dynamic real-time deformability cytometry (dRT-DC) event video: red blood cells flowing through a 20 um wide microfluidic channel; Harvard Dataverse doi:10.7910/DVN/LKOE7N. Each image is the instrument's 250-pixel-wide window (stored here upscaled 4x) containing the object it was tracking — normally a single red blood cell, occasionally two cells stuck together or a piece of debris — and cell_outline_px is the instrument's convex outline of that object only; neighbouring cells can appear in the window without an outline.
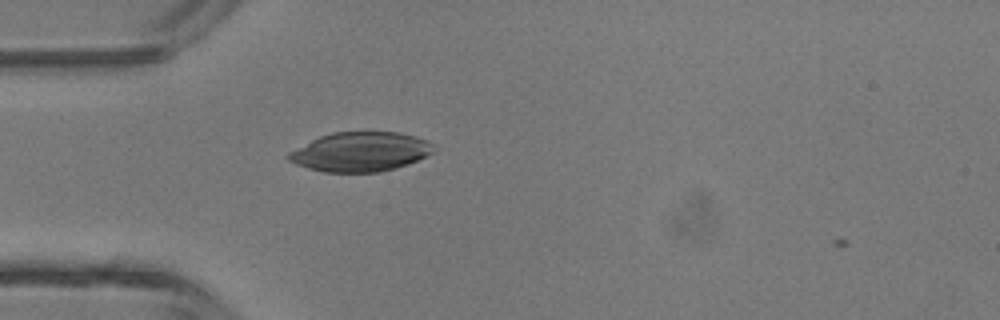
{"species": "common noctule bat (a hibernating species)", "species_latin": "Nyctalus noctula", "temperature_condition": "room temperature", "stored_images_in_passage": 2, "camera_frame_rate_fps": 3000, "um_per_image_px": 0.085, "animal": {"sex": "male", "body_mass_g": 13.3}, "frame": {"image": 1, "passage_image": 1, "time_ms": 0.0, "image_size_px": [1000, 320], "cell_outline_px": [[436, 152], [408, 164], [396, 168], [380, 172], [324, 172], [308, 168], [296, 164], [288, 160], [284, 156], [288, 152], [320, 136], [332, 132], [400, 132], [416, 136], [428, 140], [432, 144]], "centroid_in_image_um": [30.65, 12.9], "position_along_channel_um": 54.3, "area_um2": 33.52}}